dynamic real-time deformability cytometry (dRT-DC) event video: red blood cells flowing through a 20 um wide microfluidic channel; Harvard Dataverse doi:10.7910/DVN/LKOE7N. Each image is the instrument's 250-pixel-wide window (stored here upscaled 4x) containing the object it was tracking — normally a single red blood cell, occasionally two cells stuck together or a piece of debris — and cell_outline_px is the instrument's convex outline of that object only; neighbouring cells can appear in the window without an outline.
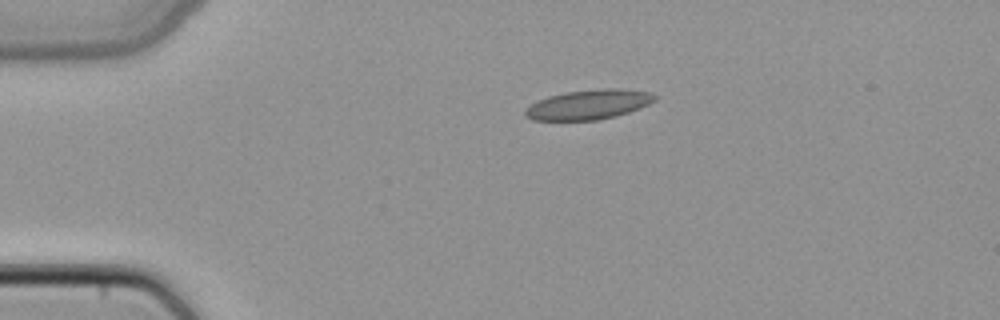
{"species": "common noctule bat (a hibernating species)", "species_latin": "Nyctalus noctula", "temperature_condition": "cold", "stored_images_in_passage": 39, "camera_frame_rate_fps": 3000, "um_per_image_px": 0.085, "animal": {"sex": "female", "body_mass_g": 22.7, "forearm_length_mm": 54.2}, "frame": {"image": 1, "passage_image": 1, "time_ms": 0.0, "image_size_px": [1000, 320], "cell_outline_px": [[656, 100], [640, 108], [616, 116], [596, 120], [532, 120], [524, 116], [524, 108], [548, 96], [564, 92], [600, 88], [620, 88], [648, 92], [656, 96]], "centroid_in_image_um": [50.01, 8.88], "position_along_channel_um": 35.0, "area_um2": 22.48}}
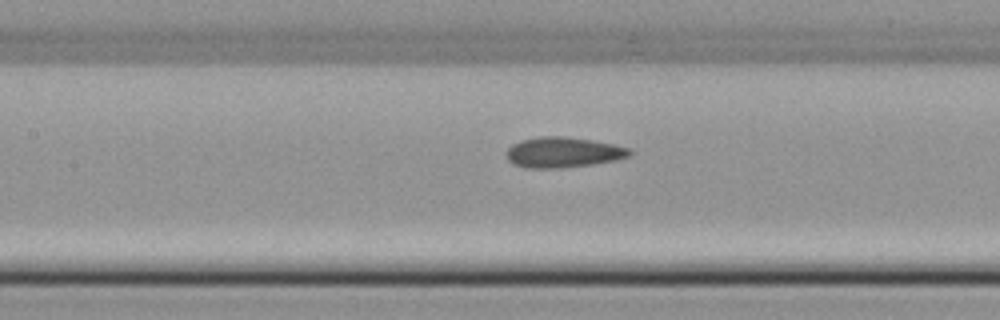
{"frame": {"image": 2, "passage_image": 13, "time_ms": 4.0, "image_size_px": [1000, 320], "cell_outline_px": [[632, 152], [628, 156], [616, 160], [592, 164], [560, 168], [524, 168], [512, 164], [508, 160], [504, 152], [512, 144], [520, 140], [540, 136], [564, 136], [592, 140], [632, 148]], "centroid_in_image_um": [47.82, 12.95], "position_along_channel_um": 159.6, "area_um2": 22.08}}
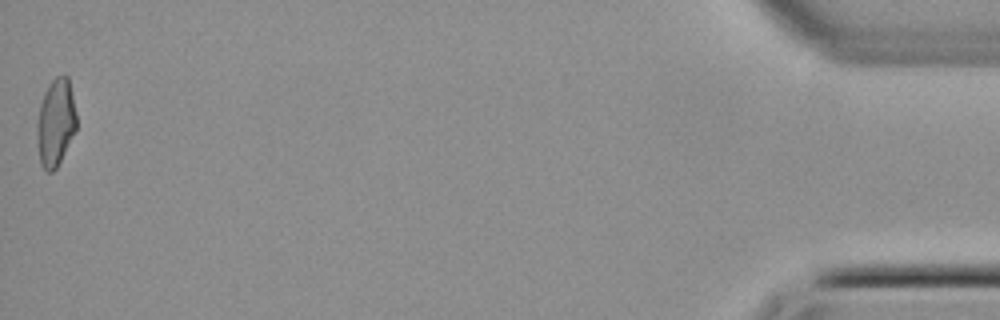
{"frame": {"image": 3, "passage_image": 39, "time_ms": 12.667, "image_size_px": [1000, 320], "cell_outline_px": [[76, 128], [56, 168], [52, 172], [48, 172], [40, 164], [36, 128], [36, 124], [40, 104], [44, 92], [48, 84], [56, 76], [68, 76], [76, 112]], "centroid_in_image_um": [4.71, 10.39], "position_along_channel_um": 430.5, "area_um2": 19.88}}